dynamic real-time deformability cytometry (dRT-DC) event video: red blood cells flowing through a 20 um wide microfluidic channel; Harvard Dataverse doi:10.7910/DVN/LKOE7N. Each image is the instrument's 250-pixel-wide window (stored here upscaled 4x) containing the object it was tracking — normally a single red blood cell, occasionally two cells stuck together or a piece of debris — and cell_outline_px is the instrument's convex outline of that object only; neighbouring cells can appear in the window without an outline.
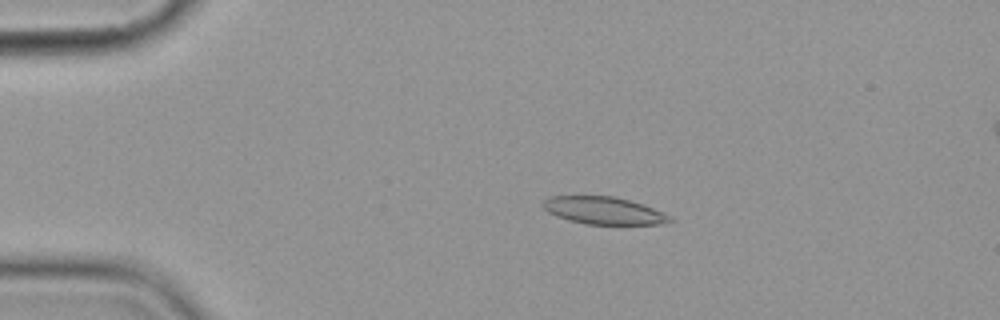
{"species": "common noctule bat (a hibernating species)", "species_latin": "Nyctalus noctula", "temperature_condition": "cold", "stored_images_in_passage": 6, "camera_frame_rate_fps": 3000, "um_per_image_px": 0.085, "animal": {"sex": "female", "body_mass_g": 19.9}, "frame": {"image": 1, "passage_image": 3, "time_ms": 2.333, "image_size_px": [1000, 320], "cell_outline_px": [[672, 220], [660, 224], [584, 224], [568, 220], [556, 216], [548, 212], [544, 208], [544, 200], [548, 196], [612, 196], [628, 200], [652, 208], [672, 216]], "centroid_in_image_um": [51.28, 17.9], "position_along_channel_um": 33.7, "area_um2": 20.0}}
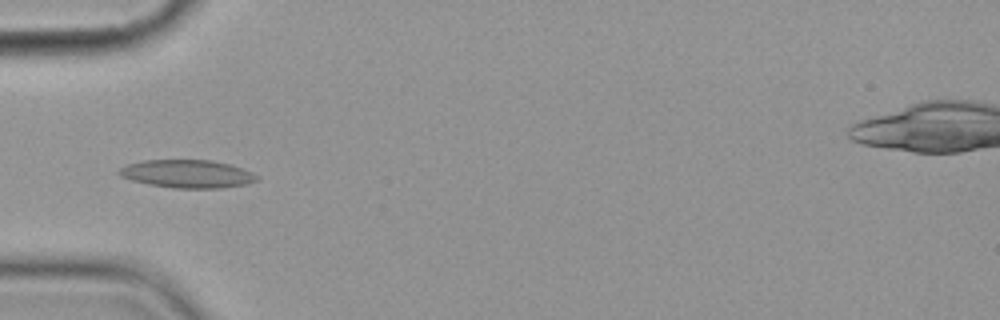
{"frame": {"image": 2, "passage_image": 5, "time_ms": 4.667, "image_size_px": [1000, 320], "cell_outline_px": [[260, 176], [256, 180], [244, 184], [220, 188], [176, 188], [148, 184], [132, 180], [120, 176], [116, 172], [120, 168], [128, 164], [144, 160], [212, 160], [228, 164], [252, 172]], "centroid_in_image_um": [15.89, 14.77], "position_along_channel_um": 69.1, "area_um2": 22.31}}
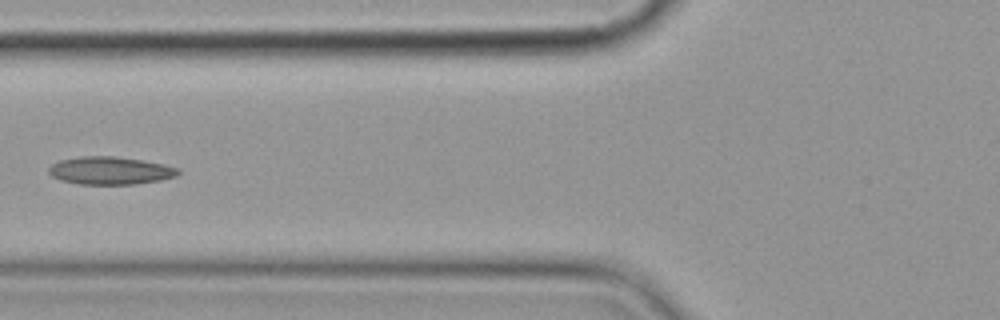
{"frame": {"image": 3, "passage_image": 6, "time_ms": 6.0, "image_size_px": [1000, 320], "cell_outline_px": [[180, 172], [176, 176], [160, 180], [136, 184], [80, 184], [60, 180], [52, 176], [48, 172], [48, 168], [52, 164], [60, 160], [80, 156], [116, 156], [144, 160], [164, 164], [176, 168]], "centroid_in_image_um": [9.35, 14.49], "position_along_channel_um": 116.4, "area_um2": 20.98}}